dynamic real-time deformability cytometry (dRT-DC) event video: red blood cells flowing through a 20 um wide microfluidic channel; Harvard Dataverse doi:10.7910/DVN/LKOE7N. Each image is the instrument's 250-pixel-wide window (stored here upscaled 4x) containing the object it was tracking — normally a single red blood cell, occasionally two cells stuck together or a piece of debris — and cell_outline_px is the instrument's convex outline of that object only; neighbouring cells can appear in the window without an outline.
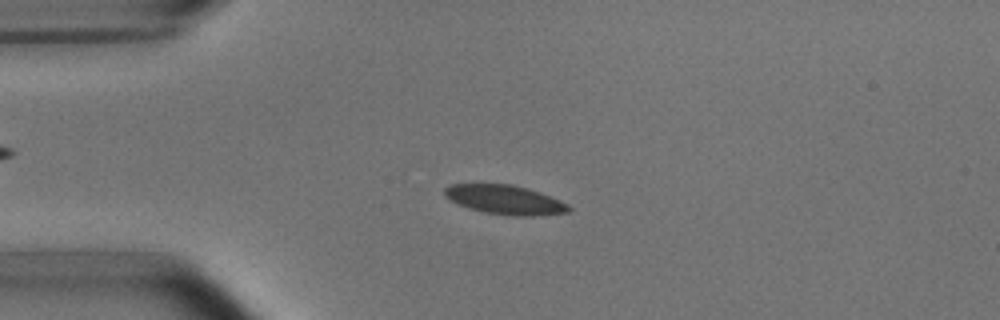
{"species": "common noctule bat (a hibernating species)", "species_latin": "Nyctalus noctula", "temperature_condition": "room temperature", "stored_images_in_passage": 7, "camera_frame_rate_fps": 3000, "um_per_image_px": 0.085, "animal": {"sex": "male", "body_mass_g": 15.6}, "frame": {"image": 1, "passage_image": 2, "time_ms": 2.0, "image_size_px": [1000, 320], "cell_outline_px": [[572, 208], [568, 212], [532, 216], [508, 216], [484, 212], [468, 208], [448, 200], [444, 196], [444, 188], [448, 184], [512, 184], [540, 192], [560, 200], [568, 204]], "centroid_in_image_um": [42.89, 16.98], "position_along_channel_um": 42.1, "area_um2": 21.33}}
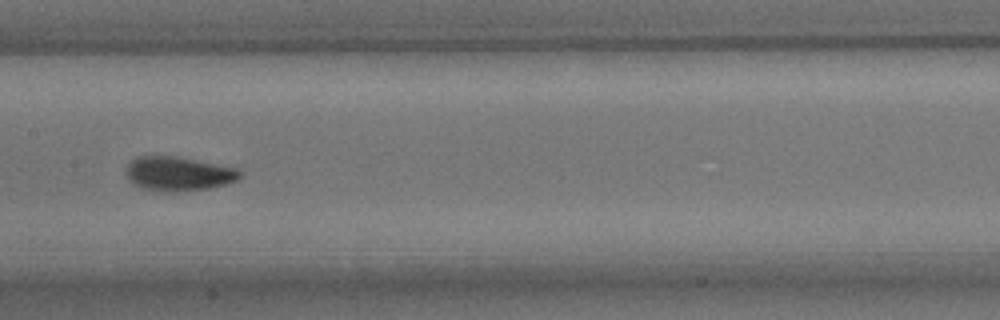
{"frame": {"image": 2, "passage_image": 6, "time_ms": 6.667, "image_size_px": [1000, 320], "cell_outline_px": [[244, 172], [236, 180], [224, 184], [208, 188], [176, 192], [164, 192], [144, 188], [132, 184], [128, 180], [124, 172], [128, 164], [136, 156], [176, 156], [236, 168]], "centroid_in_image_um": [15.11, 14.77], "position_along_channel_um": 192.3, "area_um2": 22.72}}
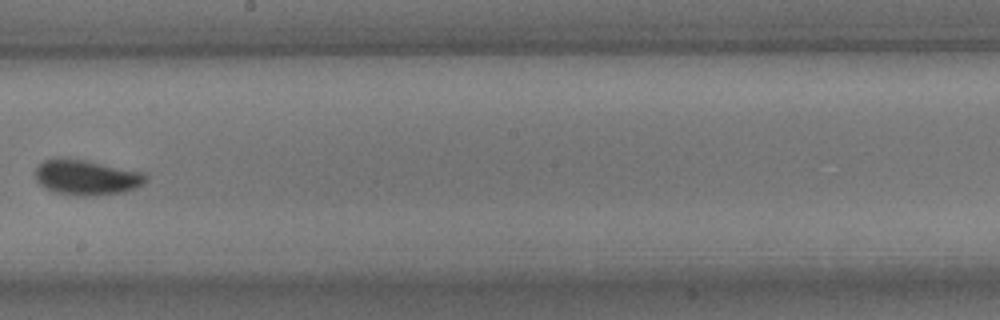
{"frame": {"image": 3, "passage_image": 7, "time_ms": 8.0, "image_size_px": [1000, 320], "cell_outline_px": [[148, 180], [144, 184], [136, 188], [124, 192], [88, 196], [80, 196], [56, 192], [44, 188], [36, 180], [36, 168], [44, 160], [60, 156], [64, 156], [144, 172], [148, 176]], "centroid_in_image_um": [7.36, 15.06], "position_along_channel_um": 240.8, "area_um2": 22.95}}